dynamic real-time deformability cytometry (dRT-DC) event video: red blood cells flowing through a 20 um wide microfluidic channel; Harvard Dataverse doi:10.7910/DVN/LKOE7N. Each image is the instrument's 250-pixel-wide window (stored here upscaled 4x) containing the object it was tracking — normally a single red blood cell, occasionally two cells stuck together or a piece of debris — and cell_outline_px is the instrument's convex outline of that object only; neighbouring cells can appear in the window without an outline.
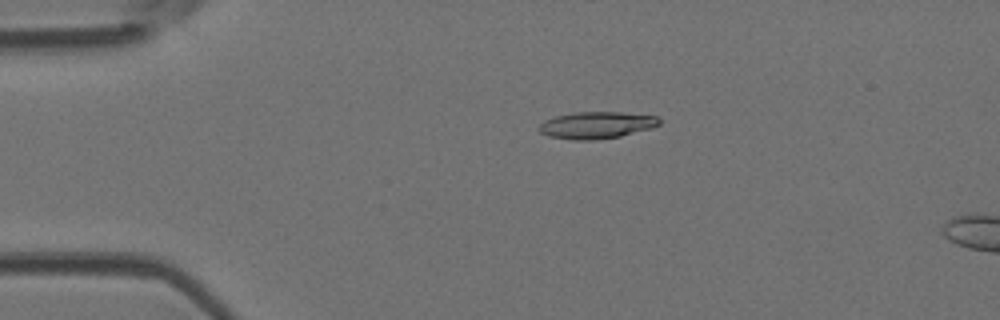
{"species": "Egyptian fruit bat (a non-hibernating species)", "species_latin": "Rousettus aegyptiacus", "temperature_condition": "room temperature", "stored_images_in_passage": 4, "camera_frame_rate_fps": 3000, "um_per_image_px": 0.085, "animal": {"sex": "female"}, "frame": {"image": 1, "passage_image": 2, "time_ms": 0.333, "image_size_px": [1000, 320], "cell_outline_px": [[660, 124], [652, 128], [620, 136], [596, 140], [576, 140], [548, 136], [540, 132], [536, 128], [544, 120], [556, 116], [576, 112], [620, 112], [656, 116], [660, 120]], "centroid_in_image_um": [50.68, 10.64], "position_along_channel_um": 34.3, "area_um2": 18.84}}